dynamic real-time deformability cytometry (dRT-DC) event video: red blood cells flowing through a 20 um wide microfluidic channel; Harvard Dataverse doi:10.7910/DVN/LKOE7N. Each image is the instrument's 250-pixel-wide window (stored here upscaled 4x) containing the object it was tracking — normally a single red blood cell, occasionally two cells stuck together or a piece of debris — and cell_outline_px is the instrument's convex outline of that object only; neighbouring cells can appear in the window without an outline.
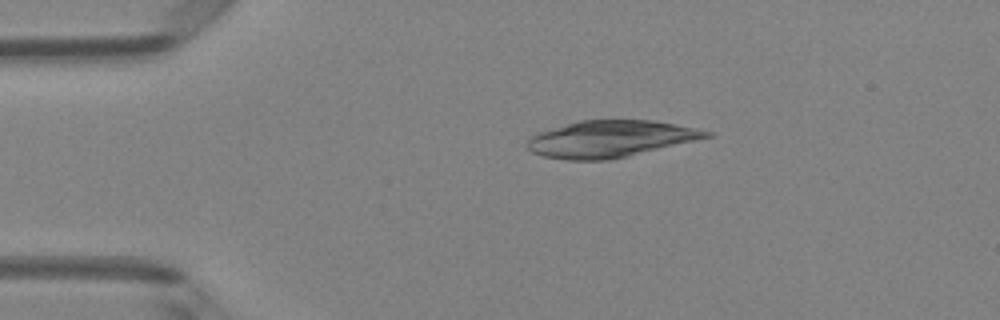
{"species": "Egyptian fruit bat (a non-hibernating species)", "species_latin": "Rousettus aegyptiacus", "temperature_condition": "room temperature", "stored_images_in_passage": 4, "camera_frame_rate_fps": 3000, "um_per_image_px": 0.085, "animal": {"sex": "female"}, "frame": {"image": 1, "passage_image": 3, "time_ms": 0.667, "image_size_px": [1000, 320], "cell_outline_px": [[716, 136], [628, 156], [608, 160], [568, 160], [544, 156], [532, 152], [528, 148], [528, 140], [532, 136], [548, 128], [580, 120], [652, 120], [716, 132]], "centroid_in_image_um": [51.93, 11.8], "position_along_channel_um": 33.1, "area_um2": 38.38}}